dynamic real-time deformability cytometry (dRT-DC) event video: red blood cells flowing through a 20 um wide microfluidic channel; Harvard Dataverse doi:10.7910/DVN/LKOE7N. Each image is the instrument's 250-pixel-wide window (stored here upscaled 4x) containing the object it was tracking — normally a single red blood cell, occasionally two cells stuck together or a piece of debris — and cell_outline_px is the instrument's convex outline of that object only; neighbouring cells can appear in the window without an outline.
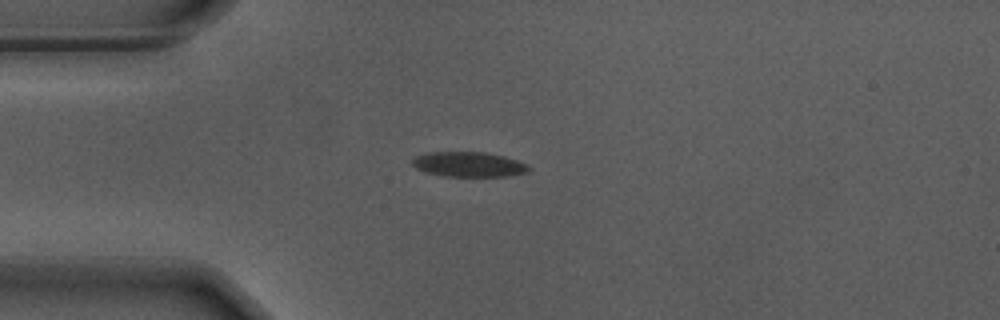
{"species": "Egyptian fruit bat (a non-hibernating species)", "species_latin": "Rousettus aegyptiacus", "temperature_condition": "warm", "stored_images_in_passage": 42, "camera_frame_rate_fps": 3000, "um_per_image_px": 0.085, "animal": {"sex": "male"}, "frame": {"image": 1, "passage_image": 1, "time_ms": 0.0, "image_size_px": [1000, 320], "cell_outline_px": [[532, 168], [528, 172], [508, 176], [444, 176], [424, 172], [416, 168], [412, 164], [412, 160], [416, 156], [428, 152], [488, 152], [504, 156], [528, 164]], "centroid_in_image_um": [39.86, 13.97], "position_along_channel_um": 45.1, "area_um2": 17.05}}
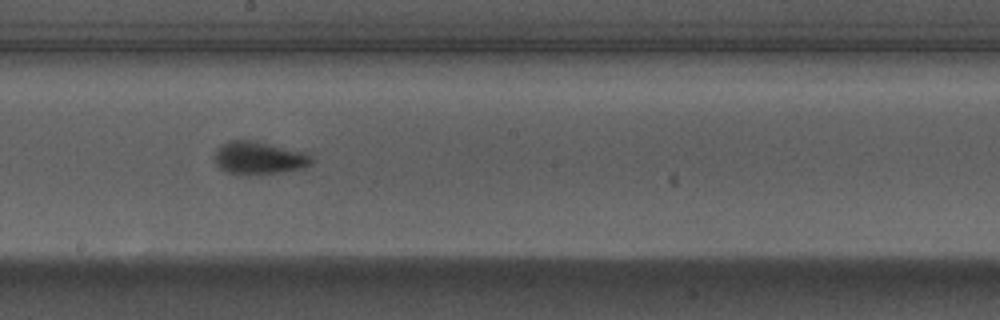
{"frame": {"image": 2, "passage_image": 17, "time_ms": 5.333, "image_size_px": [1000, 320], "cell_outline_px": [[312, 164], [304, 168], [280, 172], [248, 176], [240, 176], [224, 172], [212, 160], [212, 156], [216, 148], [220, 144], [228, 140], [256, 140], [304, 152], [312, 156]], "centroid_in_image_um": [21.92, 13.44], "position_along_channel_um": 226.3, "area_um2": 19.31}}
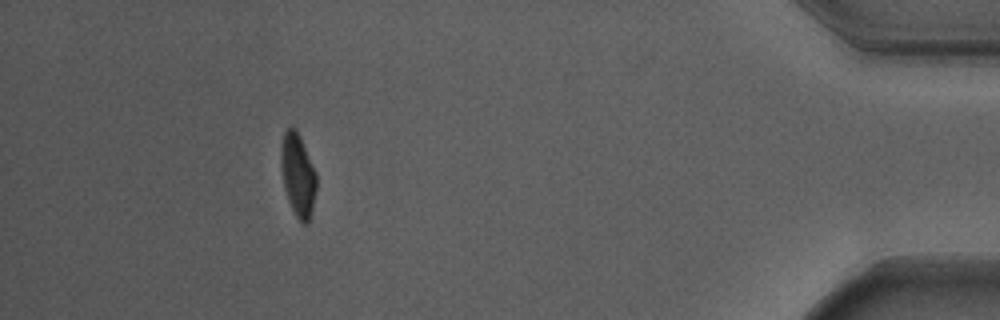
{"frame": {"image": 3, "passage_image": 37, "time_ms": 12.0, "image_size_px": [1000, 320], "cell_outline_px": [[316, 188], [312, 212], [308, 224], [304, 224], [296, 216], [288, 200], [284, 188], [280, 164], [280, 148], [284, 132], [292, 124], [300, 136], [316, 172]], "centroid_in_image_um": [25.31, 14.85], "position_along_channel_um": 409.9, "area_um2": 17.22}, "authors_computed_cell_mechanics": {"area_um2": 17.5712, "velocity_mm_per_s": 3.7031, "shape_relaxation_time_tau1_ms": 2.7871, "shape_relaxation_time_tau2_ms": null, "deformation_change_tau1": 0.1705, "deformation_change_tau2": null}}